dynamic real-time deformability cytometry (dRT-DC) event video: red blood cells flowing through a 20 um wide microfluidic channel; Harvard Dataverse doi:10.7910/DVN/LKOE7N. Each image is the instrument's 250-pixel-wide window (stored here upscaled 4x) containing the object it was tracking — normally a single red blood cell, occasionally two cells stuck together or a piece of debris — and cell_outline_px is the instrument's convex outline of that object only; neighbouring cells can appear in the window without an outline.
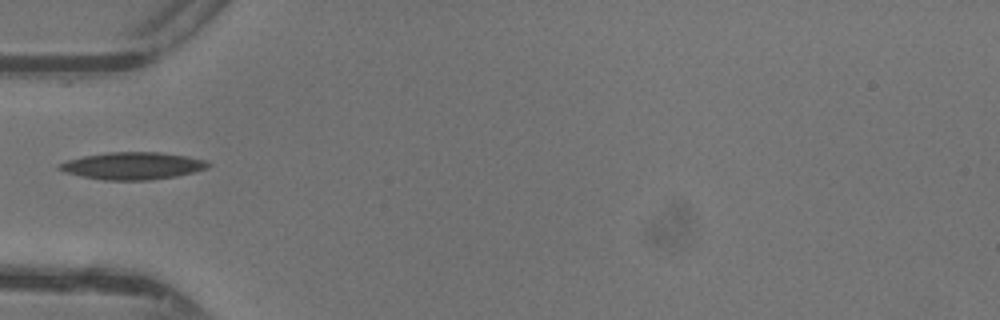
{"species": "common noctule bat (a hibernating species)", "species_latin": "Nyctalus noctula", "temperature_condition": "warm", "stored_images_in_passage": 32, "camera_frame_rate_fps": 3000, "um_per_image_px": 0.085, "animal": {"sex": "female"}, "frame": {"image": 1, "passage_image": 1, "time_ms": 0.0, "image_size_px": [1000, 320], "cell_outline_px": [[212, 164], [208, 168], [196, 172], [176, 176], [148, 180], [104, 180], [64, 172], [56, 168], [56, 164], [68, 160], [84, 156], [108, 152], [160, 152], [188, 156], [204, 160]], "centroid_in_image_um": [11.29, 14.09], "position_along_channel_um": 73.7, "area_um2": 23.7}}
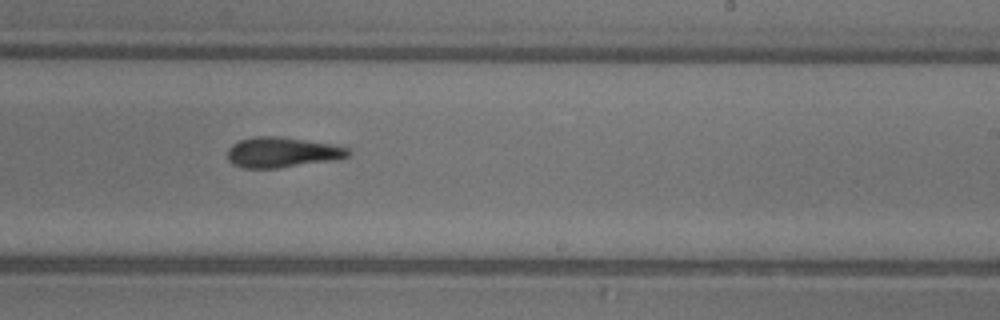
{"frame": {"image": 2, "passage_image": 14, "time_ms": 4.333, "image_size_px": [1000, 320], "cell_outline_px": [[352, 152], [348, 156], [340, 160], [280, 168], [244, 168], [232, 164], [228, 160], [228, 148], [232, 144], [240, 140], [256, 136], [276, 136], [336, 144], [352, 148]], "centroid_in_image_um": [24.07, 12.95], "position_along_channel_um": 264.9, "area_um2": 21.85}}
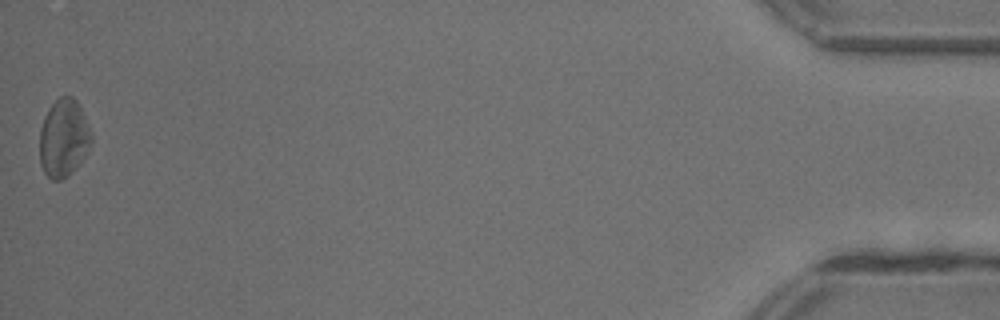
{"frame": {"image": 3, "passage_image": 32, "time_ms": 10.333, "image_size_px": [1000, 320], "cell_outline_px": [[92, 144], [88, 152], [80, 164], [68, 176], [60, 180], [52, 180], [44, 172], [40, 164], [40, 128], [44, 116], [48, 108], [60, 96], [72, 96], [76, 100], [84, 116], [92, 136]], "centroid_in_image_um": [5.41, 11.76], "position_along_channel_um": 429.8, "area_um2": 23.58}}